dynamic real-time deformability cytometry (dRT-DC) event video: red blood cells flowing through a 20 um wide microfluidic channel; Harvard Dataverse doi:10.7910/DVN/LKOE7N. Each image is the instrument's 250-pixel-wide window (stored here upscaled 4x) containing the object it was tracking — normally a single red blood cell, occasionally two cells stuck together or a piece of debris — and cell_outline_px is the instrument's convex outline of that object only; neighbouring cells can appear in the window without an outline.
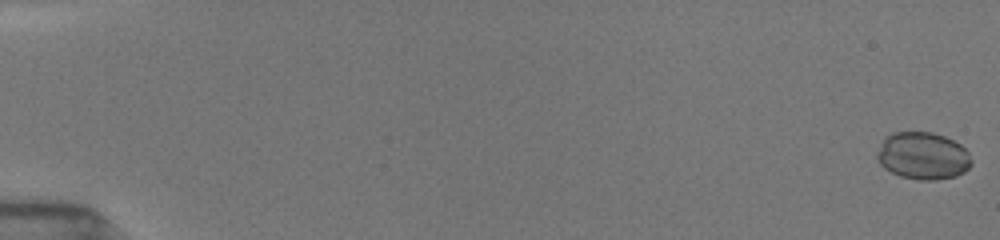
{"species": "common noctule bat (a hibernating species)", "species_latin": "Nyctalus noctula", "temperature_condition": "room temperature", "stored_images_in_passage": 54, "camera_frame_rate_fps": 3000, "um_per_image_px": 0.085, "animal": {"sex": "female", "body_mass_g": 19.5, "forearm_length_mm": 54.1}, "frame": {"image": 1, "passage_image": 1, "time_ms": 0.0, "image_size_px": [1000, 240], "cell_outline_px": [[972, 164], [964, 172], [956, 176], [936, 180], [920, 180], [900, 176], [884, 168], [880, 164], [876, 156], [884, 140], [892, 132], [932, 132], [944, 136], [960, 144], [968, 152], [972, 160]], "centroid_in_image_um": [78.47, 13.25], "position_along_channel_um": 6.5, "area_um2": 25.89}}
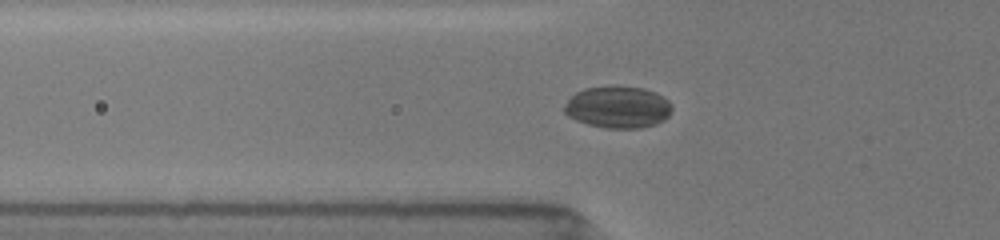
{"frame": {"image": 2, "passage_image": 20, "time_ms": 6.333, "image_size_px": [1000, 240], "cell_outline_px": [[672, 108], [668, 116], [664, 120], [656, 124], [640, 128], [604, 128], [588, 124], [576, 120], [568, 116], [564, 112], [564, 104], [576, 92], [584, 88], [608, 84], [644, 88], [656, 92], [668, 100], [672, 104]], "centroid_in_image_um": [52.52, 9.08], "position_along_channel_um": 73.3, "area_um2": 26.76}}
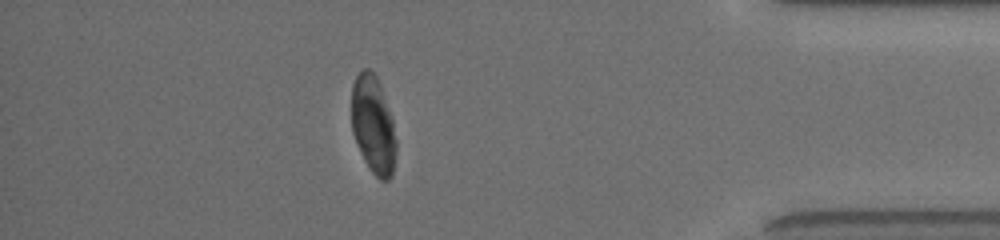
{"frame": {"image": 3, "passage_image": 48, "time_ms": 15.667, "image_size_px": [1000, 240], "cell_outline_px": [[396, 152], [392, 176], [388, 180], [380, 180], [368, 168], [364, 160], [352, 132], [352, 84], [356, 76], [364, 68], [368, 68], [376, 76], [380, 84], [392, 120], [396, 140]], "centroid_in_image_um": [31.72, 10.63], "position_along_channel_um": 403.5, "area_um2": 25.26}, "authors_computed_cell_mechanics": {"area_um2": 25.6054, "velocity_mm_per_s": 3.9059, "shape_relaxation_time_tau1_ms": null, "shape_relaxation_time_tau2_ms": 2.91, "deformation_change_tau1": null, "deformation_change_tau2": 0.0276}}